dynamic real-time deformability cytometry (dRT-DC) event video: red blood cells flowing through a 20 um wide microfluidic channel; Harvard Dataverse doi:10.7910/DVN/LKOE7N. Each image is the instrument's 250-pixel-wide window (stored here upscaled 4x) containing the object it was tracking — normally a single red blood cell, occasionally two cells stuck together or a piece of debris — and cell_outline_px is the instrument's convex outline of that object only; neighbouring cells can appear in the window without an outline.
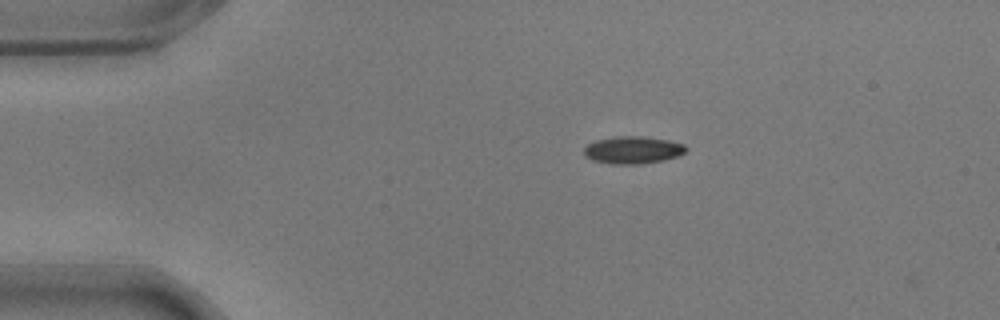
{"species": "common noctule bat (a hibernating species)", "species_latin": "Nyctalus noctula", "temperature_condition": "warm", "stored_images_in_passage": 2, "camera_frame_rate_fps": 3000, "um_per_image_px": 0.085, "animal": {"sex": "male", "body_mass_g": 17.9}, "frame": {"image": 1, "passage_image": 1, "time_ms": 0.0, "image_size_px": [1000, 320], "cell_outline_px": [[688, 148], [684, 152], [676, 156], [664, 160], [640, 164], [612, 164], [592, 160], [584, 156], [584, 148], [588, 144], [596, 140], [616, 136], [640, 136], [668, 140], [684, 144]], "centroid_in_image_um": [53.77, 12.75], "position_along_channel_um": 31.2, "area_um2": 16.24}}